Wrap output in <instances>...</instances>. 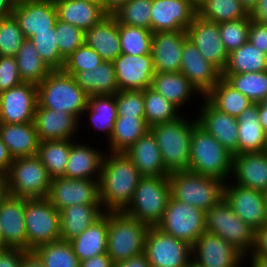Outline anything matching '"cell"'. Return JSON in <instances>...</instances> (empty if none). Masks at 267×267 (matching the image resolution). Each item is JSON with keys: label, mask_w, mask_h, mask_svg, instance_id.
<instances>
[{"label": "cell", "mask_w": 267, "mask_h": 267, "mask_svg": "<svg viewBox=\"0 0 267 267\" xmlns=\"http://www.w3.org/2000/svg\"><path fill=\"white\" fill-rule=\"evenodd\" d=\"M205 219V211L170 197L163 218L156 227L193 246L206 231Z\"/></svg>", "instance_id": "obj_11"}, {"label": "cell", "mask_w": 267, "mask_h": 267, "mask_svg": "<svg viewBox=\"0 0 267 267\" xmlns=\"http://www.w3.org/2000/svg\"><path fill=\"white\" fill-rule=\"evenodd\" d=\"M196 15L194 0H152L151 31L187 30Z\"/></svg>", "instance_id": "obj_16"}, {"label": "cell", "mask_w": 267, "mask_h": 267, "mask_svg": "<svg viewBox=\"0 0 267 267\" xmlns=\"http://www.w3.org/2000/svg\"><path fill=\"white\" fill-rule=\"evenodd\" d=\"M0 248H3V230H2L1 221H0Z\"/></svg>", "instance_id": "obj_72"}, {"label": "cell", "mask_w": 267, "mask_h": 267, "mask_svg": "<svg viewBox=\"0 0 267 267\" xmlns=\"http://www.w3.org/2000/svg\"><path fill=\"white\" fill-rule=\"evenodd\" d=\"M12 162L13 157L0 136V176H4L8 172Z\"/></svg>", "instance_id": "obj_60"}, {"label": "cell", "mask_w": 267, "mask_h": 267, "mask_svg": "<svg viewBox=\"0 0 267 267\" xmlns=\"http://www.w3.org/2000/svg\"><path fill=\"white\" fill-rule=\"evenodd\" d=\"M14 7L11 0H0V19L12 15Z\"/></svg>", "instance_id": "obj_65"}, {"label": "cell", "mask_w": 267, "mask_h": 267, "mask_svg": "<svg viewBox=\"0 0 267 267\" xmlns=\"http://www.w3.org/2000/svg\"><path fill=\"white\" fill-rule=\"evenodd\" d=\"M192 253L203 267H237L244 256L222 237L207 231L195 241Z\"/></svg>", "instance_id": "obj_20"}, {"label": "cell", "mask_w": 267, "mask_h": 267, "mask_svg": "<svg viewBox=\"0 0 267 267\" xmlns=\"http://www.w3.org/2000/svg\"><path fill=\"white\" fill-rule=\"evenodd\" d=\"M248 41L267 55V24L250 19Z\"/></svg>", "instance_id": "obj_56"}, {"label": "cell", "mask_w": 267, "mask_h": 267, "mask_svg": "<svg viewBox=\"0 0 267 267\" xmlns=\"http://www.w3.org/2000/svg\"><path fill=\"white\" fill-rule=\"evenodd\" d=\"M25 39L13 15L0 19V56H16Z\"/></svg>", "instance_id": "obj_50"}, {"label": "cell", "mask_w": 267, "mask_h": 267, "mask_svg": "<svg viewBox=\"0 0 267 267\" xmlns=\"http://www.w3.org/2000/svg\"><path fill=\"white\" fill-rule=\"evenodd\" d=\"M224 188V198L237 216L255 231L267 224L266 193L241 185Z\"/></svg>", "instance_id": "obj_15"}, {"label": "cell", "mask_w": 267, "mask_h": 267, "mask_svg": "<svg viewBox=\"0 0 267 267\" xmlns=\"http://www.w3.org/2000/svg\"><path fill=\"white\" fill-rule=\"evenodd\" d=\"M125 154L131 159L142 176L169 177L156 139L149 130L141 136Z\"/></svg>", "instance_id": "obj_26"}, {"label": "cell", "mask_w": 267, "mask_h": 267, "mask_svg": "<svg viewBox=\"0 0 267 267\" xmlns=\"http://www.w3.org/2000/svg\"><path fill=\"white\" fill-rule=\"evenodd\" d=\"M188 39L197 47L201 55L221 72L226 68L229 53L221 41L219 24L196 15L186 30Z\"/></svg>", "instance_id": "obj_17"}, {"label": "cell", "mask_w": 267, "mask_h": 267, "mask_svg": "<svg viewBox=\"0 0 267 267\" xmlns=\"http://www.w3.org/2000/svg\"><path fill=\"white\" fill-rule=\"evenodd\" d=\"M181 59L180 72L204 97L222 78V72L206 60L189 39L184 42Z\"/></svg>", "instance_id": "obj_19"}, {"label": "cell", "mask_w": 267, "mask_h": 267, "mask_svg": "<svg viewBox=\"0 0 267 267\" xmlns=\"http://www.w3.org/2000/svg\"><path fill=\"white\" fill-rule=\"evenodd\" d=\"M77 119L64 111L59 112L37 104L34 124L40 141L70 140L77 126Z\"/></svg>", "instance_id": "obj_28"}, {"label": "cell", "mask_w": 267, "mask_h": 267, "mask_svg": "<svg viewBox=\"0 0 267 267\" xmlns=\"http://www.w3.org/2000/svg\"><path fill=\"white\" fill-rule=\"evenodd\" d=\"M44 267H80L70 241L59 240L44 244L33 250Z\"/></svg>", "instance_id": "obj_45"}, {"label": "cell", "mask_w": 267, "mask_h": 267, "mask_svg": "<svg viewBox=\"0 0 267 267\" xmlns=\"http://www.w3.org/2000/svg\"><path fill=\"white\" fill-rule=\"evenodd\" d=\"M222 78L253 103L267 98V70L237 74H222Z\"/></svg>", "instance_id": "obj_43"}, {"label": "cell", "mask_w": 267, "mask_h": 267, "mask_svg": "<svg viewBox=\"0 0 267 267\" xmlns=\"http://www.w3.org/2000/svg\"><path fill=\"white\" fill-rule=\"evenodd\" d=\"M54 2L58 19L84 32L108 15L101 5L89 0H54Z\"/></svg>", "instance_id": "obj_29"}, {"label": "cell", "mask_w": 267, "mask_h": 267, "mask_svg": "<svg viewBox=\"0 0 267 267\" xmlns=\"http://www.w3.org/2000/svg\"><path fill=\"white\" fill-rule=\"evenodd\" d=\"M27 251L61 240L60 212L47 198H26Z\"/></svg>", "instance_id": "obj_9"}, {"label": "cell", "mask_w": 267, "mask_h": 267, "mask_svg": "<svg viewBox=\"0 0 267 267\" xmlns=\"http://www.w3.org/2000/svg\"><path fill=\"white\" fill-rule=\"evenodd\" d=\"M26 250L19 248H0V267H21Z\"/></svg>", "instance_id": "obj_57"}, {"label": "cell", "mask_w": 267, "mask_h": 267, "mask_svg": "<svg viewBox=\"0 0 267 267\" xmlns=\"http://www.w3.org/2000/svg\"><path fill=\"white\" fill-rule=\"evenodd\" d=\"M103 62L101 56L85 43L65 58L63 71L74 76L77 72L94 70Z\"/></svg>", "instance_id": "obj_52"}, {"label": "cell", "mask_w": 267, "mask_h": 267, "mask_svg": "<svg viewBox=\"0 0 267 267\" xmlns=\"http://www.w3.org/2000/svg\"><path fill=\"white\" fill-rule=\"evenodd\" d=\"M113 264L107 253H104L81 261L80 267H113Z\"/></svg>", "instance_id": "obj_59"}, {"label": "cell", "mask_w": 267, "mask_h": 267, "mask_svg": "<svg viewBox=\"0 0 267 267\" xmlns=\"http://www.w3.org/2000/svg\"><path fill=\"white\" fill-rule=\"evenodd\" d=\"M38 104L37 85L22 82L0 92V123L20 124L34 121Z\"/></svg>", "instance_id": "obj_14"}, {"label": "cell", "mask_w": 267, "mask_h": 267, "mask_svg": "<svg viewBox=\"0 0 267 267\" xmlns=\"http://www.w3.org/2000/svg\"><path fill=\"white\" fill-rule=\"evenodd\" d=\"M233 154L196 123L192 130L189 171L224 180L232 170Z\"/></svg>", "instance_id": "obj_4"}, {"label": "cell", "mask_w": 267, "mask_h": 267, "mask_svg": "<svg viewBox=\"0 0 267 267\" xmlns=\"http://www.w3.org/2000/svg\"><path fill=\"white\" fill-rule=\"evenodd\" d=\"M186 30L153 33L151 54L155 72H180Z\"/></svg>", "instance_id": "obj_22"}, {"label": "cell", "mask_w": 267, "mask_h": 267, "mask_svg": "<svg viewBox=\"0 0 267 267\" xmlns=\"http://www.w3.org/2000/svg\"><path fill=\"white\" fill-rule=\"evenodd\" d=\"M84 43L94 49L103 61L113 62L121 53L119 24L113 15H107L85 32Z\"/></svg>", "instance_id": "obj_27"}, {"label": "cell", "mask_w": 267, "mask_h": 267, "mask_svg": "<svg viewBox=\"0 0 267 267\" xmlns=\"http://www.w3.org/2000/svg\"><path fill=\"white\" fill-rule=\"evenodd\" d=\"M41 107L64 111L79 118L86 111L89 95L80 88L75 78L63 70H52L37 85Z\"/></svg>", "instance_id": "obj_3"}, {"label": "cell", "mask_w": 267, "mask_h": 267, "mask_svg": "<svg viewBox=\"0 0 267 267\" xmlns=\"http://www.w3.org/2000/svg\"><path fill=\"white\" fill-rule=\"evenodd\" d=\"M12 15L17 20L25 38L30 39L36 32L51 31L58 20L54 0H39L17 4Z\"/></svg>", "instance_id": "obj_21"}, {"label": "cell", "mask_w": 267, "mask_h": 267, "mask_svg": "<svg viewBox=\"0 0 267 267\" xmlns=\"http://www.w3.org/2000/svg\"><path fill=\"white\" fill-rule=\"evenodd\" d=\"M0 136L13 159L38 154L40 139L34 121L20 124L0 123Z\"/></svg>", "instance_id": "obj_30"}, {"label": "cell", "mask_w": 267, "mask_h": 267, "mask_svg": "<svg viewBox=\"0 0 267 267\" xmlns=\"http://www.w3.org/2000/svg\"><path fill=\"white\" fill-rule=\"evenodd\" d=\"M7 193L21 198H47L51 177L38 155L14 158L3 176Z\"/></svg>", "instance_id": "obj_8"}, {"label": "cell", "mask_w": 267, "mask_h": 267, "mask_svg": "<svg viewBox=\"0 0 267 267\" xmlns=\"http://www.w3.org/2000/svg\"><path fill=\"white\" fill-rule=\"evenodd\" d=\"M101 204H76L60 210L61 240L70 241L83 233L104 213Z\"/></svg>", "instance_id": "obj_31"}, {"label": "cell", "mask_w": 267, "mask_h": 267, "mask_svg": "<svg viewBox=\"0 0 267 267\" xmlns=\"http://www.w3.org/2000/svg\"><path fill=\"white\" fill-rule=\"evenodd\" d=\"M145 120L149 127L179 118L174 104L151 87L144 89Z\"/></svg>", "instance_id": "obj_46"}, {"label": "cell", "mask_w": 267, "mask_h": 267, "mask_svg": "<svg viewBox=\"0 0 267 267\" xmlns=\"http://www.w3.org/2000/svg\"><path fill=\"white\" fill-rule=\"evenodd\" d=\"M71 146L69 140L40 141L37 155L51 178L65 176Z\"/></svg>", "instance_id": "obj_42"}, {"label": "cell", "mask_w": 267, "mask_h": 267, "mask_svg": "<svg viewBox=\"0 0 267 267\" xmlns=\"http://www.w3.org/2000/svg\"><path fill=\"white\" fill-rule=\"evenodd\" d=\"M106 158L100 172L99 199L108 211H123L143 176L125 152H111Z\"/></svg>", "instance_id": "obj_1"}, {"label": "cell", "mask_w": 267, "mask_h": 267, "mask_svg": "<svg viewBox=\"0 0 267 267\" xmlns=\"http://www.w3.org/2000/svg\"><path fill=\"white\" fill-rule=\"evenodd\" d=\"M55 31L59 53L64 59L84 44L85 32L72 24L58 19L55 24Z\"/></svg>", "instance_id": "obj_53"}, {"label": "cell", "mask_w": 267, "mask_h": 267, "mask_svg": "<svg viewBox=\"0 0 267 267\" xmlns=\"http://www.w3.org/2000/svg\"><path fill=\"white\" fill-rule=\"evenodd\" d=\"M19 74L23 82L40 84L52 71L40 58L32 41L28 38L21 44L15 56Z\"/></svg>", "instance_id": "obj_41"}, {"label": "cell", "mask_w": 267, "mask_h": 267, "mask_svg": "<svg viewBox=\"0 0 267 267\" xmlns=\"http://www.w3.org/2000/svg\"><path fill=\"white\" fill-rule=\"evenodd\" d=\"M89 1H93L95 3H98L99 5H101L105 11V0H89Z\"/></svg>", "instance_id": "obj_73"}, {"label": "cell", "mask_w": 267, "mask_h": 267, "mask_svg": "<svg viewBox=\"0 0 267 267\" xmlns=\"http://www.w3.org/2000/svg\"><path fill=\"white\" fill-rule=\"evenodd\" d=\"M47 199L58 211L76 204H101L99 180L52 178Z\"/></svg>", "instance_id": "obj_13"}, {"label": "cell", "mask_w": 267, "mask_h": 267, "mask_svg": "<svg viewBox=\"0 0 267 267\" xmlns=\"http://www.w3.org/2000/svg\"><path fill=\"white\" fill-rule=\"evenodd\" d=\"M25 203L26 198L13 197L8 194L0 203L3 248H19L27 251Z\"/></svg>", "instance_id": "obj_23"}, {"label": "cell", "mask_w": 267, "mask_h": 267, "mask_svg": "<svg viewBox=\"0 0 267 267\" xmlns=\"http://www.w3.org/2000/svg\"><path fill=\"white\" fill-rule=\"evenodd\" d=\"M233 171L238 185L267 193V154L263 151L233 155Z\"/></svg>", "instance_id": "obj_25"}, {"label": "cell", "mask_w": 267, "mask_h": 267, "mask_svg": "<svg viewBox=\"0 0 267 267\" xmlns=\"http://www.w3.org/2000/svg\"><path fill=\"white\" fill-rule=\"evenodd\" d=\"M150 130L145 116L117 117L111 134V152H126L141 136Z\"/></svg>", "instance_id": "obj_38"}, {"label": "cell", "mask_w": 267, "mask_h": 267, "mask_svg": "<svg viewBox=\"0 0 267 267\" xmlns=\"http://www.w3.org/2000/svg\"><path fill=\"white\" fill-rule=\"evenodd\" d=\"M115 100L118 117L145 116L144 90H120Z\"/></svg>", "instance_id": "obj_54"}, {"label": "cell", "mask_w": 267, "mask_h": 267, "mask_svg": "<svg viewBox=\"0 0 267 267\" xmlns=\"http://www.w3.org/2000/svg\"><path fill=\"white\" fill-rule=\"evenodd\" d=\"M267 70V55L249 41L229 54L222 74L262 72Z\"/></svg>", "instance_id": "obj_40"}, {"label": "cell", "mask_w": 267, "mask_h": 267, "mask_svg": "<svg viewBox=\"0 0 267 267\" xmlns=\"http://www.w3.org/2000/svg\"><path fill=\"white\" fill-rule=\"evenodd\" d=\"M149 226L124 211H108L107 255L114 264L144 252Z\"/></svg>", "instance_id": "obj_2"}, {"label": "cell", "mask_w": 267, "mask_h": 267, "mask_svg": "<svg viewBox=\"0 0 267 267\" xmlns=\"http://www.w3.org/2000/svg\"><path fill=\"white\" fill-rule=\"evenodd\" d=\"M86 110H89L95 128L106 130L108 137L111 138L118 117L115 95L89 96Z\"/></svg>", "instance_id": "obj_44"}, {"label": "cell", "mask_w": 267, "mask_h": 267, "mask_svg": "<svg viewBox=\"0 0 267 267\" xmlns=\"http://www.w3.org/2000/svg\"><path fill=\"white\" fill-rule=\"evenodd\" d=\"M250 19L219 23L221 41L229 54L248 41Z\"/></svg>", "instance_id": "obj_51"}, {"label": "cell", "mask_w": 267, "mask_h": 267, "mask_svg": "<svg viewBox=\"0 0 267 267\" xmlns=\"http://www.w3.org/2000/svg\"><path fill=\"white\" fill-rule=\"evenodd\" d=\"M170 197L169 177L143 176L133 199L123 211L149 227H156L163 218Z\"/></svg>", "instance_id": "obj_7"}, {"label": "cell", "mask_w": 267, "mask_h": 267, "mask_svg": "<svg viewBox=\"0 0 267 267\" xmlns=\"http://www.w3.org/2000/svg\"><path fill=\"white\" fill-rule=\"evenodd\" d=\"M119 90H144L151 87L155 74L152 54L131 55L121 53L114 61Z\"/></svg>", "instance_id": "obj_18"}, {"label": "cell", "mask_w": 267, "mask_h": 267, "mask_svg": "<svg viewBox=\"0 0 267 267\" xmlns=\"http://www.w3.org/2000/svg\"><path fill=\"white\" fill-rule=\"evenodd\" d=\"M144 253L150 267H185L192 253V246L185 241L149 227L145 238Z\"/></svg>", "instance_id": "obj_12"}, {"label": "cell", "mask_w": 267, "mask_h": 267, "mask_svg": "<svg viewBox=\"0 0 267 267\" xmlns=\"http://www.w3.org/2000/svg\"><path fill=\"white\" fill-rule=\"evenodd\" d=\"M151 88L161 94L177 108L189 98L192 91H197V89L190 83L189 79L181 72H155Z\"/></svg>", "instance_id": "obj_36"}, {"label": "cell", "mask_w": 267, "mask_h": 267, "mask_svg": "<svg viewBox=\"0 0 267 267\" xmlns=\"http://www.w3.org/2000/svg\"><path fill=\"white\" fill-rule=\"evenodd\" d=\"M106 212L83 233L70 240L80 262L107 252L108 211Z\"/></svg>", "instance_id": "obj_32"}, {"label": "cell", "mask_w": 267, "mask_h": 267, "mask_svg": "<svg viewBox=\"0 0 267 267\" xmlns=\"http://www.w3.org/2000/svg\"><path fill=\"white\" fill-rule=\"evenodd\" d=\"M21 80L15 56H0V92L18 86Z\"/></svg>", "instance_id": "obj_55"}, {"label": "cell", "mask_w": 267, "mask_h": 267, "mask_svg": "<svg viewBox=\"0 0 267 267\" xmlns=\"http://www.w3.org/2000/svg\"><path fill=\"white\" fill-rule=\"evenodd\" d=\"M7 188H6V183L5 179L3 176H0V203L1 201L5 198L7 195Z\"/></svg>", "instance_id": "obj_68"}, {"label": "cell", "mask_w": 267, "mask_h": 267, "mask_svg": "<svg viewBox=\"0 0 267 267\" xmlns=\"http://www.w3.org/2000/svg\"><path fill=\"white\" fill-rule=\"evenodd\" d=\"M206 99L218 110L235 118L253 104L249 98L235 90L223 78L206 94Z\"/></svg>", "instance_id": "obj_37"}, {"label": "cell", "mask_w": 267, "mask_h": 267, "mask_svg": "<svg viewBox=\"0 0 267 267\" xmlns=\"http://www.w3.org/2000/svg\"><path fill=\"white\" fill-rule=\"evenodd\" d=\"M73 77L89 96L115 95L120 91L113 62L103 61L94 70L77 72Z\"/></svg>", "instance_id": "obj_34"}, {"label": "cell", "mask_w": 267, "mask_h": 267, "mask_svg": "<svg viewBox=\"0 0 267 267\" xmlns=\"http://www.w3.org/2000/svg\"><path fill=\"white\" fill-rule=\"evenodd\" d=\"M238 154L262 152L266 133L259 121L258 103H253L238 117Z\"/></svg>", "instance_id": "obj_33"}, {"label": "cell", "mask_w": 267, "mask_h": 267, "mask_svg": "<svg viewBox=\"0 0 267 267\" xmlns=\"http://www.w3.org/2000/svg\"><path fill=\"white\" fill-rule=\"evenodd\" d=\"M249 12L256 6L258 0H239Z\"/></svg>", "instance_id": "obj_69"}, {"label": "cell", "mask_w": 267, "mask_h": 267, "mask_svg": "<svg viewBox=\"0 0 267 267\" xmlns=\"http://www.w3.org/2000/svg\"><path fill=\"white\" fill-rule=\"evenodd\" d=\"M182 118L150 127L169 173L189 170L191 135L194 125Z\"/></svg>", "instance_id": "obj_5"}, {"label": "cell", "mask_w": 267, "mask_h": 267, "mask_svg": "<svg viewBox=\"0 0 267 267\" xmlns=\"http://www.w3.org/2000/svg\"><path fill=\"white\" fill-rule=\"evenodd\" d=\"M40 58L51 70H62L65 59L60 55L55 27L51 31L36 32L30 38Z\"/></svg>", "instance_id": "obj_49"}, {"label": "cell", "mask_w": 267, "mask_h": 267, "mask_svg": "<svg viewBox=\"0 0 267 267\" xmlns=\"http://www.w3.org/2000/svg\"><path fill=\"white\" fill-rule=\"evenodd\" d=\"M252 267H267V259L252 255Z\"/></svg>", "instance_id": "obj_67"}, {"label": "cell", "mask_w": 267, "mask_h": 267, "mask_svg": "<svg viewBox=\"0 0 267 267\" xmlns=\"http://www.w3.org/2000/svg\"><path fill=\"white\" fill-rule=\"evenodd\" d=\"M100 151L93 150L86 145L73 144L70 149L65 177L72 179H91L93 173L98 172V180L104 156Z\"/></svg>", "instance_id": "obj_35"}, {"label": "cell", "mask_w": 267, "mask_h": 267, "mask_svg": "<svg viewBox=\"0 0 267 267\" xmlns=\"http://www.w3.org/2000/svg\"><path fill=\"white\" fill-rule=\"evenodd\" d=\"M263 152L265 154H267V134H266V139H265V145H264V148H263Z\"/></svg>", "instance_id": "obj_74"}, {"label": "cell", "mask_w": 267, "mask_h": 267, "mask_svg": "<svg viewBox=\"0 0 267 267\" xmlns=\"http://www.w3.org/2000/svg\"><path fill=\"white\" fill-rule=\"evenodd\" d=\"M128 0H105V12L112 15Z\"/></svg>", "instance_id": "obj_66"}, {"label": "cell", "mask_w": 267, "mask_h": 267, "mask_svg": "<svg viewBox=\"0 0 267 267\" xmlns=\"http://www.w3.org/2000/svg\"><path fill=\"white\" fill-rule=\"evenodd\" d=\"M152 0H128L112 15L118 24L151 30Z\"/></svg>", "instance_id": "obj_48"}, {"label": "cell", "mask_w": 267, "mask_h": 267, "mask_svg": "<svg viewBox=\"0 0 267 267\" xmlns=\"http://www.w3.org/2000/svg\"><path fill=\"white\" fill-rule=\"evenodd\" d=\"M14 5L21 4V3H26V2H33V1H39V0H11Z\"/></svg>", "instance_id": "obj_71"}, {"label": "cell", "mask_w": 267, "mask_h": 267, "mask_svg": "<svg viewBox=\"0 0 267 267\" xmlns=\"http://www.w3.org/2000/svg\"><path fill=\"white\" fill-rule=\"evenodd\" d=\"M250 16L252 20L267 24V0H258Z\"/></svg>", "instance_id": "obj_62"}, {"label": "cell", "mask_w": 267, "mask_h": 267, "mask_svg": "<svg viewBox=\"0 0 267 267\" xmlns=\"http://www.w3.org/2000/svg\"><path fill=\"white\" fill-rule=\"evenodd\" d=\"M197 123L233 155L238 154L237 118L215 108L207 99Z\"/></svg>", "instance_id": "obj_24"}, {"label": "cell", "mask_w": 267, "mask_h": 267, "mask_svg": "<svg viewBox=\"0 0 267 267\" xmlns=\"http://www.w3.org/2000/svg\"><path fill=\"white\" fill-rule=\"evenodd\" d=\"M252 254L267 259V224L256 231L255 246Z\"/></svg>", "instance_id": "obj_58"}, {"label": "cell", "mask_w": 267, "mask_h": 267, "mask_svg": "<svg viewBox=\"0 0 267 267\" xmlns=\"http://www.w3.org/2000/svg\"><path fill=\"white\" fill-rule=\"evenodd\" d=\"M122 53L135 56L151 53L153 32L151 30L119 24Z\"/></svg>", "instance_id": "obj_47"}, {"label": "cell", "mask_w": 267, "mask_h": 267, "mask_svg": "<svg viewBox=\"0 0 267 267\" xmlns=\"http://www.w3.org/2000/svg\"><path fill=\"white\" fill-rule=\"evenodd\" d=\"M221 179L189 170L170 173L171 197L207 212L224 198Z\"/></svg>", "instance_id": "obj_6"}, {"label": "cell", "mask_w": 267, "mask_h": 267, "mask_svg": "<svg viewBox=\"0 0 267 267\" xmlns=\"http://www.w3.org/2000/svg\"><path fill=\"white\" fill-rule=\"evenodd\" d=\"M21 267H44V265L34 251H27L22 257Z\"/></svg>", "instance_id": "obj_63"}, {"label": "cell", "mask_w": 267, "mask_h": 267, "mask_svg": "<svg viewBox=\"0 0 267 267\" xmlns=\"http://www.w3.org/2000/svg\"><path fill=\"white\" fill-rule=\"evenodd\" d=\"M185 267H203L202 265L198 264L196 261H188Z\"/></svg>", "instance_id": "obj_70"}, {"label": "cell", "mask_w": 267, "mask_h": 267, "mask_svg": "<svg viewBox=\"0 0 267 267\" xmlns=\"http://www.w3.org/2000/svg\"><path fill=\"white\" fill-rule=\"evenodd\" d=\"M113 267H150V263L146 254L143 252L129 258L127 261L113 264Z\"/></svg>", "instance_id": "obj_61"}, {"label": "cell", "mask_w": 267, "mask_h": 267, "mask_svg": "<svg viewBox=\"0 0 267 267\" xmlns=\"http://www.w3.org/2000/svg\"><path fill=\"white\" fill-rule=\"evenodd\" d=\"M259 109V121L263 126L265 133L267 134V98L258 103Z\"/></svg>", "instance_id": "obj_64"}, {"label": "cell", "mask_w": 267, "mask_h": 267, "mask_svg": "<svg viewBox=\"0 0 267 267\" xmlns=\"http://www.w3.org/2000/svg\"><path fill=\"white\" fill-rule=\"evenodd\" d=\"M197 15L218 24L251 18L250 12L239 0H201L197 3Z\"/></svg>", "instance_id": "obj_39"}, {"label": "cell", "mask_w": 267, "mask_h": 267, "mask_svg": "<svg viewBox=\"0 0 267 267\" xmlns=\"http://www.w3.org/2000/svg\"><path fill=\"white\" fill-rule=\"evenodd\" d=\"M206 231L222 237L241 254L254 249L256 231L243 222L223 198L206 212Z\"/></svg>", "instance_id": "obj_10"}]
</instances>
